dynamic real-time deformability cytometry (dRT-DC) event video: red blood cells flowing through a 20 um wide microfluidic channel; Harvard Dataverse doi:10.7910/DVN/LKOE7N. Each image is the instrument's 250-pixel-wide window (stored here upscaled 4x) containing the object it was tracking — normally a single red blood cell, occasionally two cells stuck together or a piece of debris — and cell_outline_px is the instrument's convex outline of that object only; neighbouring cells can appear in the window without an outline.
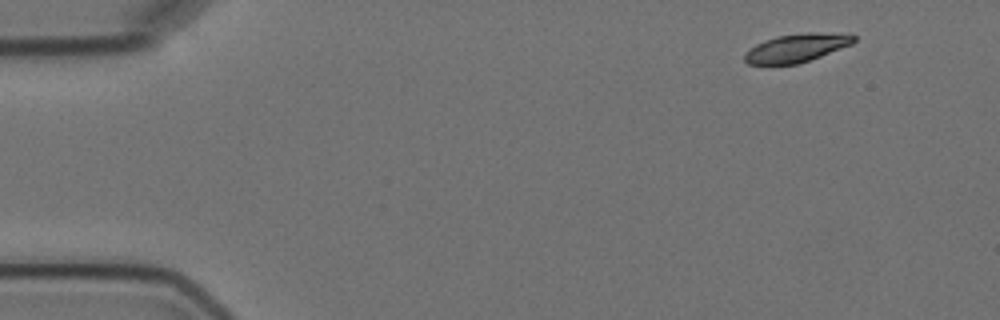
{"species": "Egyptian fruit bat (a non-hibernating species)", "species_latin": "Rousettus aegyptiacus", "temperature_condition": "cold", "stored_images_in_passage": 7, "camera_frame_rate_fps": 3000, "um_per_image_px": 0.085, "animal": {"sex": "female"}, "frame": {"image": 1, "passage_image": 1, "time_ms": 0.0, "image_size_px": [1000, 320], "cell_outline_px": [[856, 40], [852, 44], [820, 56], [796, 64], [748, 64], [744, 60], [744, 52], [756, 44], [776, 36], [808, 32], [812, 32], [856, 36]], "centroid_in_image_um": [67.65, 4.08], "position_along_channel_um": 17.3, "area_um2": 17.63}}
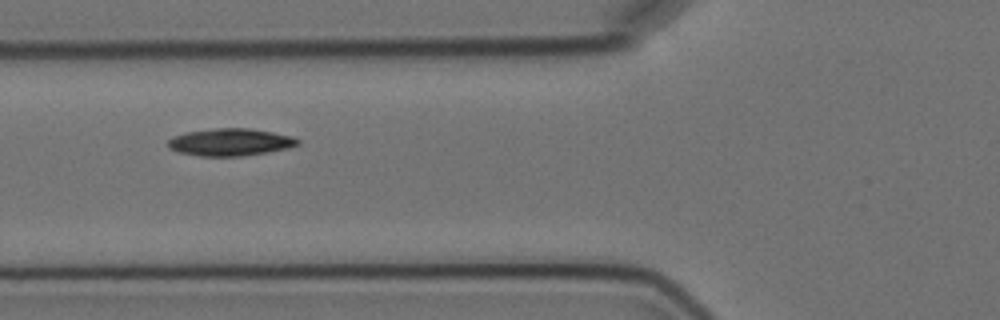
{"frame": {"image": 2, "passage_image": 5, "time_ms": 5.333, "image_size_px": [1000, 320], "cell_outline_px": [[300, 144], [288, 148], [268, 152], [244, 156], [200, 156], [180, 152], [168, 148], [168, 140], [172, 136], [188, 132], [216, 128], [248, 128], [272, 132], [292, 136], [300, 140]], "centroid_in_image_um": [19.59, 12.08], "position_along_channel_um": 106.2, "area_um2": 20.63}}
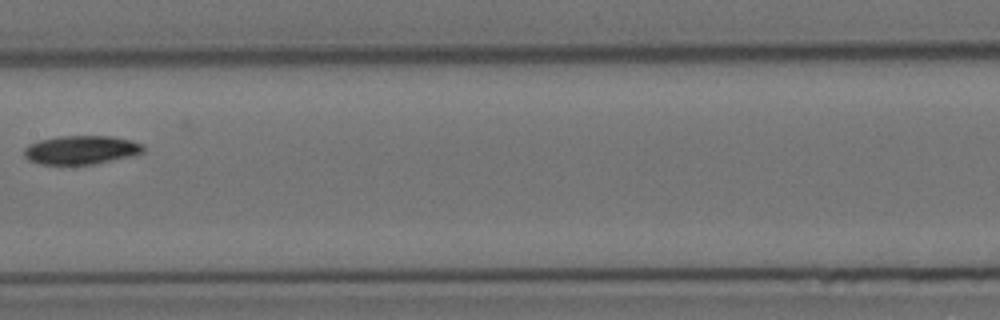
{"frame": {"image": 3, "passage_image": 7, "time_ms": 8.0, "image_size_px": [1000, 320], "cell_outline_px": [[144, 152], [132, 156], [96, 164], [40, 164], [28, 160], [24, 156], [24, 148], [28, 144], [40, 140], [56, 136], [112, 136], [132, 140], [144, 144]], "centroid_in_image_um": [6.91, 12.74], "position_along_channel_um": 200.5, "area_um2": 20.17}}